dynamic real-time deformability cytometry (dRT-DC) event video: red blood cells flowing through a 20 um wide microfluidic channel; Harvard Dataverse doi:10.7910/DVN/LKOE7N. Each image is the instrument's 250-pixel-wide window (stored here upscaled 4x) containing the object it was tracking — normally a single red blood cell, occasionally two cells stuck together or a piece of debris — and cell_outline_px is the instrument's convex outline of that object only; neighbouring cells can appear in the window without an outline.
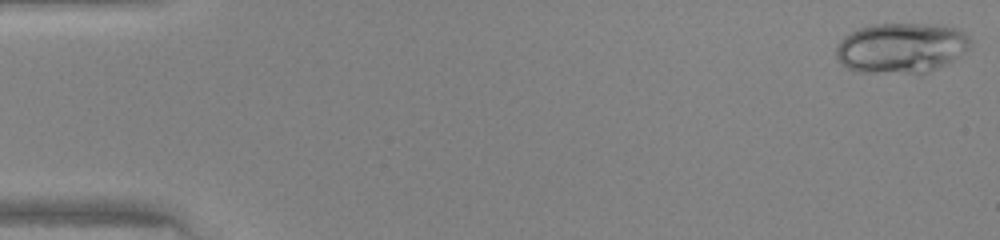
{"species": "human", "species_latin": "Homo sapiens", "temperature_condition": "warm", "stored_images_in_passage": 46, "camera_frame_rate_fps": 3000, "um_per_image_px": 0.085, "donor": {"sex": "female"}, "frame": {"image": 1, "passage_image": 1, "time_ms": 0.0, "image_size_px": [1000, 240], "cell_outline_px": [[972, 44], [960, 56], [920, 76], [856, 72], [840, 64], [836, 56], [836, 48], [840, 40], [848, 32], [860, 28], [876, 24], [924, 24], [956, 28], [964, 32], [972, 40]], "centroid_in_image_um": [76.58, 4.12], "position_along_channel_um": 8.4, "area_um2": 40.11}}
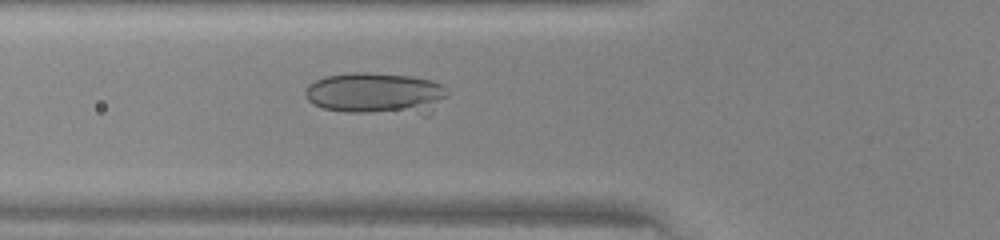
{"frame": {"image": 2, "passage_image": 17, "time_ms": 5.333, "image_size_px": [1000, 240], "cell_outline_px": [[448, 96], [428, 116], [424, 116], [348, 112], [324, 108], [312, 104], [308, 100], [304, 92], [308, 84], [324, 76], [352, 72], [372, 72], [412, 76], [432, 80], [444, 84], [448, 88]], "centroid_in_image_um": [32.05, 7.96], "position_along_channel_um": 93.7, "area_um2": 35.84}}
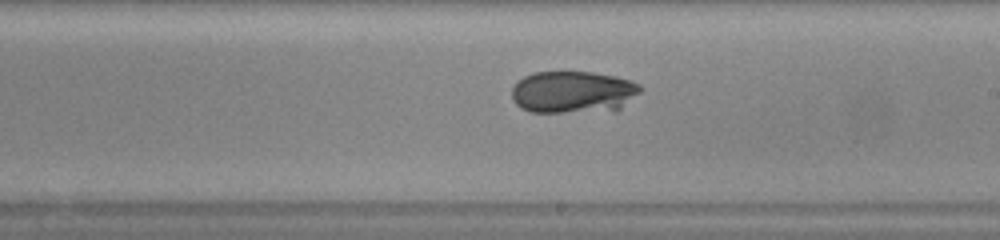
{"frame": {"image": 3, "passage_image": 27, "time_ms": 8.667, "image_size_px": [1000, 240], "cell_outline_px": [[644, 88], [640, 92], [616, 112], [532, 112], [520, 108], [512, 100], [512, 88], [524, 76], [532, 72], [592, 72], [616, 76], [632, 80], [640, 84]], "centroid_in_image_um": [48.76, 7.84], "position_along_channel_um": 240.2, "area_um2": 32.14}}